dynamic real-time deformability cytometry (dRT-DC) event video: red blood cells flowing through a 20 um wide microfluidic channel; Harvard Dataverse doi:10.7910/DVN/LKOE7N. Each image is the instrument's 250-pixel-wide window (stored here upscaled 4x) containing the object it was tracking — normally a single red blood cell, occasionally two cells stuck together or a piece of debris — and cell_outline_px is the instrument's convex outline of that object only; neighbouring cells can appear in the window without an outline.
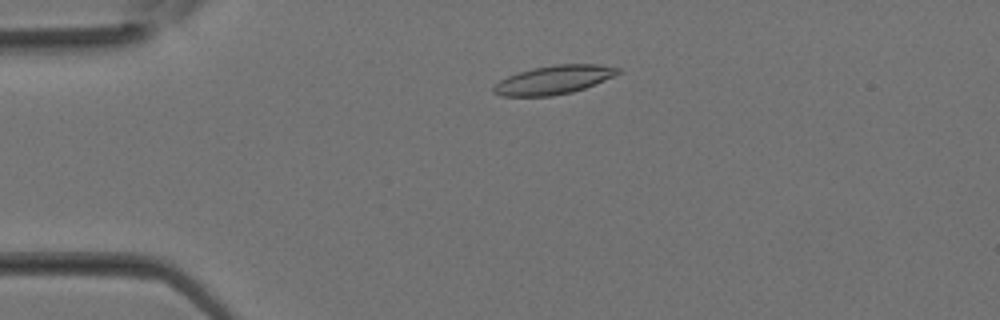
{"species": "Egyptian fruit bat (a non-hibernating species)", "species_latin": "Rousettus aegyptiacus", "temperature_condition": "room temperature", "stored_images_in_passage": 28, "camera_frame_rate_fps": 3000, "um_per_image_px": 0.085, "animal": {"sex": "female"}, "frame": {"image": 1, "passage_image": 2, "time_ms": 0.333, "image_size_px": [1000, 320], "cell_outline_px": [[620, 72], [616, 76], [584, 88], [572, 92], [552, 96], [500, 96], [492, 92], [492, 88], [500, 80], [508, 76], [520, 72], [536, 68], [556, 64], [596, 64], [620, 68]], "centroid_in_image_um": [47.08, 6.79], "position_along_channel_um": 37.9, "area_um2": 20.63}}
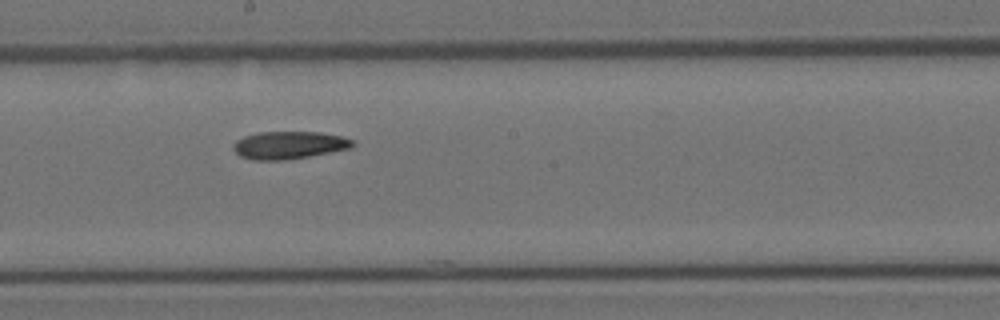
{"frame": {"image": 2, "passage_image": 13, "time_ms": 4.0, "image_size_px": [1000, 320], "cell_outline_px": [[356, 144], [352, 148], [308, 156], [284, 160], [252, 160], [240, 156], [232, 148], [232, 144], [236, 140], [244, 136], [256, 132], [320, 132], [344, 136], [356, 140]], "centroid_in_image_um": [24.59, 12.32], "position_along_channel_um": 223.6, "area_um2": 19.48}}
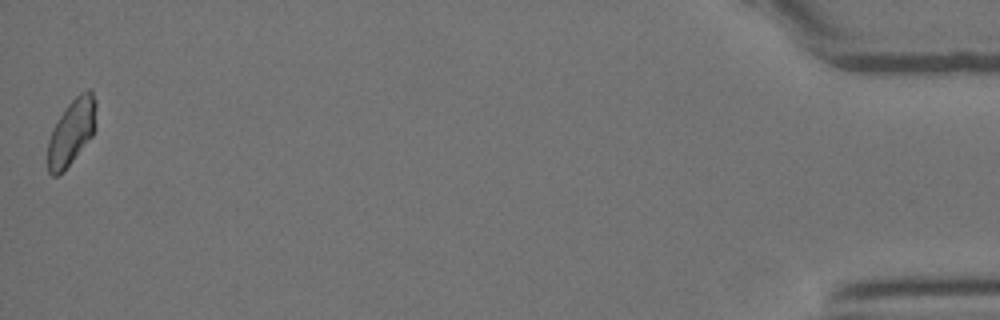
{"frame": {"image": 3, "passage_image": 28, "time_ms": 9.0, "image_size_px": [1000, 320], "cell_outline_px": [[96, 128], [92, 136], [64, 172], [56, 176], [52, 176], [48, 172], [48, 140], [52, 128], [68, 104], [80, 92], [88, 88], [92, 88], [96, 100]], "centroid_in_image_um": [6.11, 11.2], "position_along_channel_um": 429.1, "area_um2": 18.9}}